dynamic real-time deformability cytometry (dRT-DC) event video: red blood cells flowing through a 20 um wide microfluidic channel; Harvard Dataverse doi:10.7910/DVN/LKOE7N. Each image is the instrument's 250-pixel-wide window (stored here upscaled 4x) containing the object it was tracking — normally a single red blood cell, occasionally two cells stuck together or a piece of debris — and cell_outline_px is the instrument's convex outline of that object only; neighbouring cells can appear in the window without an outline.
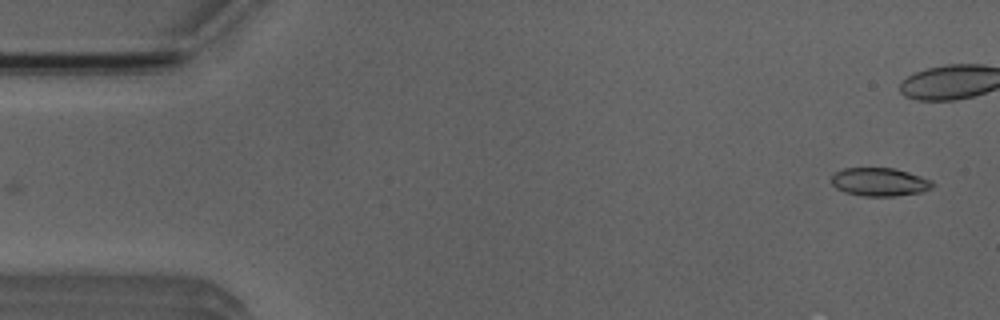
{"species": "Egyptian fruit bat (a non-hibernating species)", "species_latin": "Rousettus aegyptiacus", "temperature_condition": "room temperature", "stored_images_in_passage": 2, "camera_frame_rate_fps": 3000, "um_per_image_px": 0.085, "animal": {"sex": "male"}, "frame": {"image": 1, "passage_image": 2, "time_ms": 1.333, "image_size_px": [1000, 320], "cell_outline_px": [[936, 184], [932, 188], [920, 192], [896, 196], [860, 196], [844, 192], [836, 188], [832, 184], [832, 176], [836, 172], [844, 168], [892, 168], [908, 172], [932, 180]], "centroid_in_image_um": [74.77, 15.47], "position_along_channel_um": 10.2, "area_um2": 16.7}}